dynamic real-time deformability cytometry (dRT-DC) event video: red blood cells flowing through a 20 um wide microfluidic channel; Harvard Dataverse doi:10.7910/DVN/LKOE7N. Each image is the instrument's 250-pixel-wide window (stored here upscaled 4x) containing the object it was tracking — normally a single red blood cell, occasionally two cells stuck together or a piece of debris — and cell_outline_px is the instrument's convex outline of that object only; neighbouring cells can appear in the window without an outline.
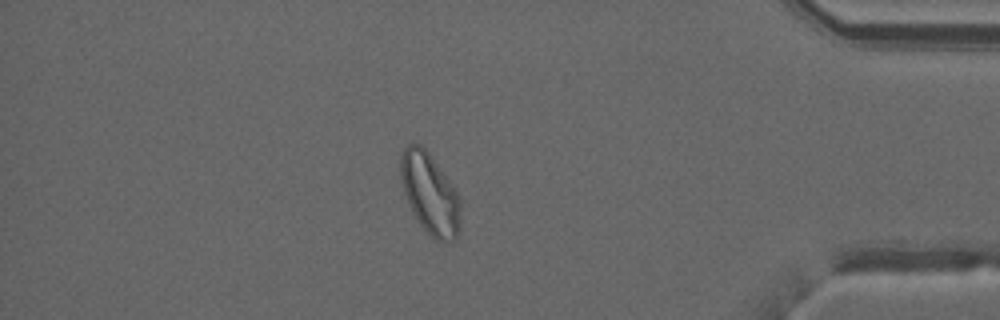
{"species": "common noctule bat (a hibernating species)", "species_latin": "Nyctalus noctula", "temperature_condition": "warm", "stored_images_in_passage": 49, "camera_frame_rate_fps": 3000, "um_per_image_px": 0.085, "animal": {"sex": "male", "forearm_length_mm": 52.5}, "frame": {"image": 1, "passage_image": 42, "time_ms": 13.667, "image_size_px": [1000, 320], "cell_outline_px": [[460, 232], [456, 240], [436, 240], [420, 224], [412, 212], [400, 184], [400, 152], [408, 144], [420, 144], [428, 152], [452, 184], [460, 200]], "centroid_in_image_um": [36.52, 16.45], "position_along_channel_um": 398.7, "area_um2": 28.26}}
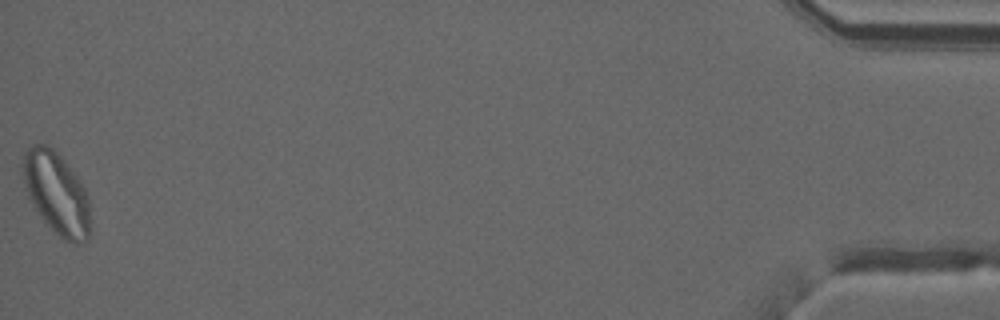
{"frame": {"image": 2, "passage_image": 49, "time_ms": 16.0, "image_size_px": [1000, 320], "cell_outline_px": [[92, 228], [88, 236], [84, 240], [76, 244], [72, 244], [64, 240], [40, 216], [28, 196], [20, 172], [24, 152], [32, 144], [44, 144], [52, 148], [64, 160], [76, 176], [84, 188], [88, 196]], "centroid_in_image_um": [4.8, 16.42], "position_along_channel_um": 430.4, "area_um2": 32.37}, "authors_computed_cell_mechanics": {"area_um2": 28.2642, "velocity_mm_per_s": 4.0357, "shape_relaxation_time_tau1_ms": null, "shape_relaxation_time_tau2_ms": 1.6456, "deformation_change_tau1": null, "deformation_change_tau2": 0.0712}}